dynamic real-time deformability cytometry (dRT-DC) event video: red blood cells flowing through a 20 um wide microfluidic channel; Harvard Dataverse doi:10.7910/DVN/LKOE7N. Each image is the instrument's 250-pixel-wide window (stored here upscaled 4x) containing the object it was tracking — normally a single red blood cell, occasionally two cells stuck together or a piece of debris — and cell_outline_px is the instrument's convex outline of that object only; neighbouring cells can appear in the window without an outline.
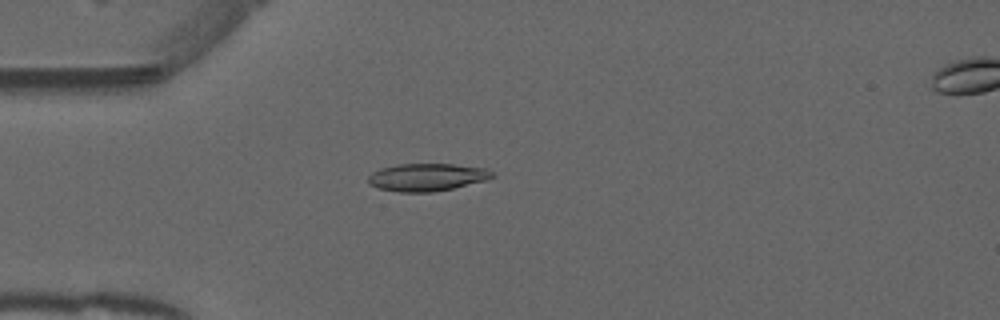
{"species": "common noctule bat (a hibernating species)", "species_latin": "Nyctalus noctula", "temperature_condition": "warm", "stored_images_in_passage": 51, "camera_frame_rate_fps": 3000, "um_per_image_px": 0.085, "animal": {"sex": "male", "forearm_length_mm": 52.5}, "frame": {"image": 1, "passage_image": 14, "time_ms": 4.333, "image_size_px": [1000, 320], "cell_outline_px": [[496, 176], [488, 180], [452, 188], [432, 192], [400, 192], [380, 188], [368, 184], [368, 176], [372, 172], [384, 168], [400, 164], [452, 164], [488, 168]], "centroid_in_image_um": [36.34, 15.06], "position_along_channel_um": 48.7, "area_um2": 19.88}}
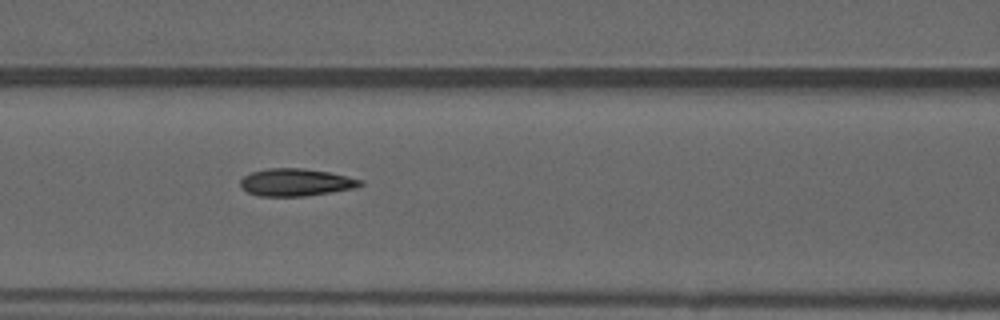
{"frame": {"image": 2, "passage_image": 22, "time_ms": 7.0, "image_size_px": [1000, 320], "cell_outline_px": [[364, 184], [356, 188], [332, 192], [304, 196], [260, 196], [248, 192], [240, 184], [240, 180], [244, 176], [252, 172], [268, 168], [304, 168], [328, 172], [348, 176], [364, 180]], "centroid_in_image_um": [25.2, 15.49], "position_along_channel_um": 141.4, "area_um2": 19.19}}
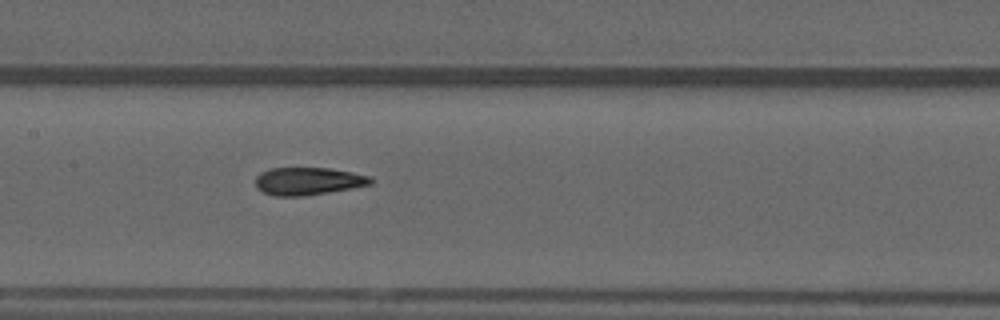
{"frame": {"image": 3, "passage_image": 25, "time_ms": 8.0, "image_size_px": [1000, 320], "cell_outline_px": [[372, 184], [328, 192], [304, 196], [276, 196], [264, 192], [256, 188], [256, 176], [260, 172], [268, 168], [328, 168], [368, 176], [372, 180]], "centroid_in_image_um": [26.12, 15.4], "position_along_channel_um": 181.3, "area_um2": 18.32}, "authors_computed_cell_mechanics": {"area_um2": 19.0162, "velocity_mm_per_s": 3.9737, "shape_relaxation_time_tau1_ms": 9.6033, "shape_relaxation_time_tau2_ms": 1.8278, "deformation_change_tau1": 0.2724, "deformation_change_tau2": 0.0941}}